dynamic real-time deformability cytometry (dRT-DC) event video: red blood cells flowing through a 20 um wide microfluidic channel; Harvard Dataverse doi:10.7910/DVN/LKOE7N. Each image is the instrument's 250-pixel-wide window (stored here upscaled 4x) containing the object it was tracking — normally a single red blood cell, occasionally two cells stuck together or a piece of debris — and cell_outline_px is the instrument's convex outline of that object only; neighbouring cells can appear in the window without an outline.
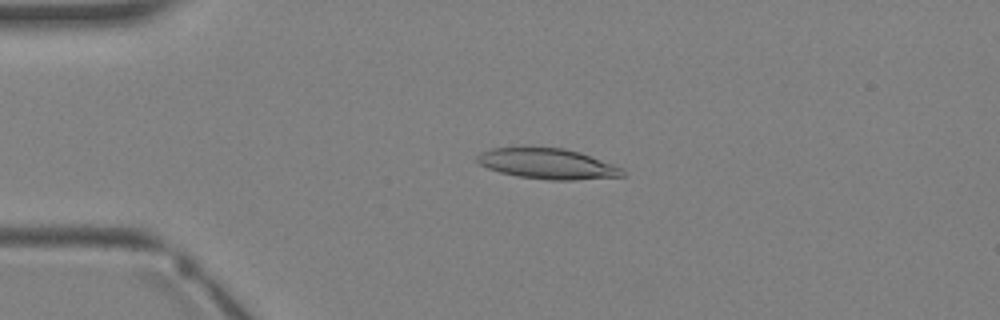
{"species": "Egyptian fruit bat (a non-hibernating species)", "species_latin": "Rousettus aegyptiacus", "temperature_condition": "warm", "stored_images_in_passage": 3, "camera_frame_rate_fps": 3000, "um_per_image_px": 0.085, "animal": {"sex": "female"}, "frame": {"image": 1, "passage_image": 3, "time_ms": 2.333, "image_size_px": [1000, 320], "cell_outline_px": [[624, 176], [572, 180], [548, 180], [520, 176], [500, 172], [488, 168], [480, 164], [476, 160], [476, 156], [480, 152], [488, 148], [524, 144], [528, 144], [564, 148], [580, 152], [612, 164], [620, 168], [624, 172]], "centroid_in_image_um": [46.43, 13.85], "position_along_channel_um": 38.6, "area_um2": 26.65}}